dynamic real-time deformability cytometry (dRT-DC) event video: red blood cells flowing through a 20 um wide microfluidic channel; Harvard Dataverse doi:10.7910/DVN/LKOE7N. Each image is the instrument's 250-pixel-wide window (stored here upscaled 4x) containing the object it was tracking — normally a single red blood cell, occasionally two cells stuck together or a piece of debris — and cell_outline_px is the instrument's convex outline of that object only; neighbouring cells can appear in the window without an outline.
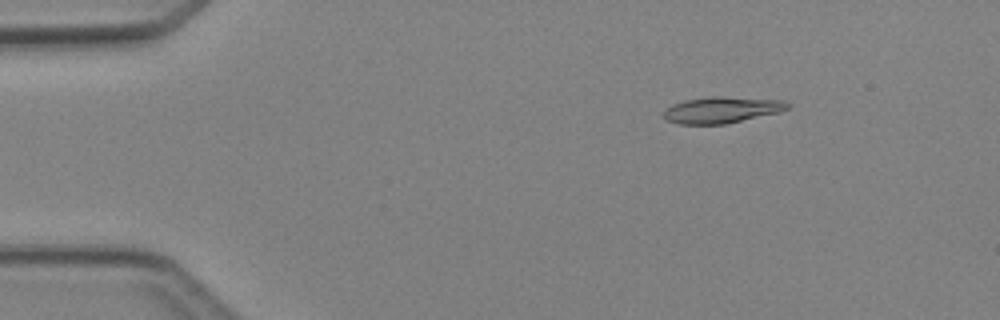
{"species": "Egyptian fruit bat (a non-hibernating species)", "species_latin": "Rousettus aegyptiacus", "temperature_condition": "cold", "stored_images_in_passage": 3, "camera_frame_rate_fps": 3000, "um_per_image_px": 0.085, "animal": {"sex": "female"}, "frame": {"image": 1, "passage_image": 1, "time_ms": 0.0, "image_size_px": [1000, 320], "cell_outline_px": [[792, 104], [788, 108], [780, 112], [724, 124], [680, 124], [668, 120], [664, 116], [664, 112], [672, 104], [684, 100], [712, 96], [724, 96], [784, 100]], "centroid_in_image_um": [61.4, 9.32], "position_along_channel_um": 23.6, "area_um2": 18.96}}
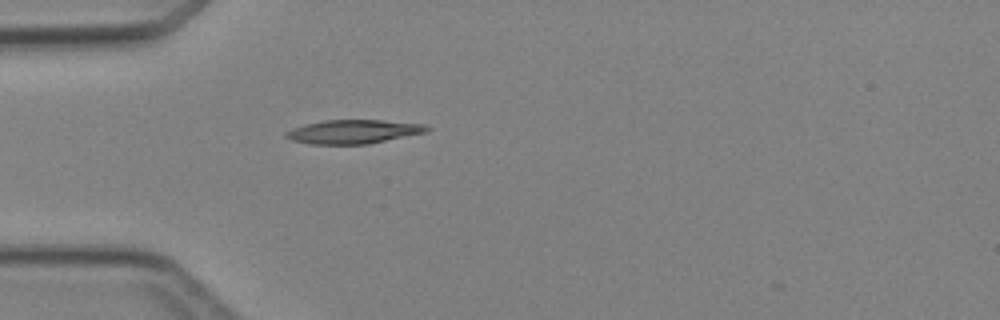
{"frame": {"image": 2, "passage_image": 3, "time_ms": 2.333, "image_size_px": [1000, 320], "cell_outline_px": [[432, 128], [428, 132], [368, 144], [312, 144], [292, 140], [284, 136], [284, 132], [292, 128], [304, 124], [324, 120], [380, 120], [424, 124]], "centroid_in_image_um": [30.05, 11.19], "position_along_channel_um": 55.0, "area_um2": 19.65}}